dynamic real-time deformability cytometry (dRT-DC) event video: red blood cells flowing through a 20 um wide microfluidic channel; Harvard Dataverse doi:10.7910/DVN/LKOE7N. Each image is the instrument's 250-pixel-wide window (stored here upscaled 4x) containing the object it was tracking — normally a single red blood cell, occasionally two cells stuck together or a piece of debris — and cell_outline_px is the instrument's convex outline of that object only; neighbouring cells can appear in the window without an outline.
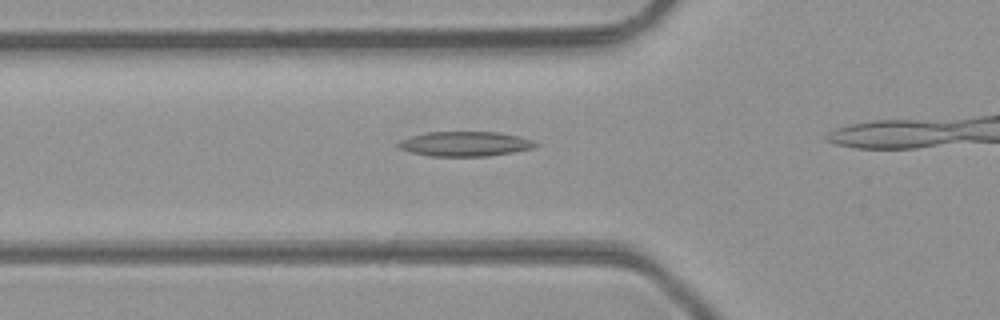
{"species": "common noctule bat (a hibernating species)", "species_latin": "Nyctalus noctula", "temperature_condition": "room temperature", "stored_images_in_passage": 10, "camera_frame_rate_fps": 3000, "um_per_image_px": 0.085, "animal": {"sex": "male", "body_mass_g": 23.1, "forearm_length_mm": 52.7}, "frame": {"image": 1, "passage_image": 6, "time_ms": 1.667, "image_size_px": [1000, 320], "cell_outline_px": [[540, 144], [532, 148], [512, 152], [488, 156], [428, 156], [412, 152], [400, 148], [396, 144], [400, 140], [412, 136], [428, 132], [496, 132], [516, 136], [532, 140]], "centroid_in_image_um": [39.51, 12.23], "position_along_channel_um": 86.3, "area_um2": 19.54}}
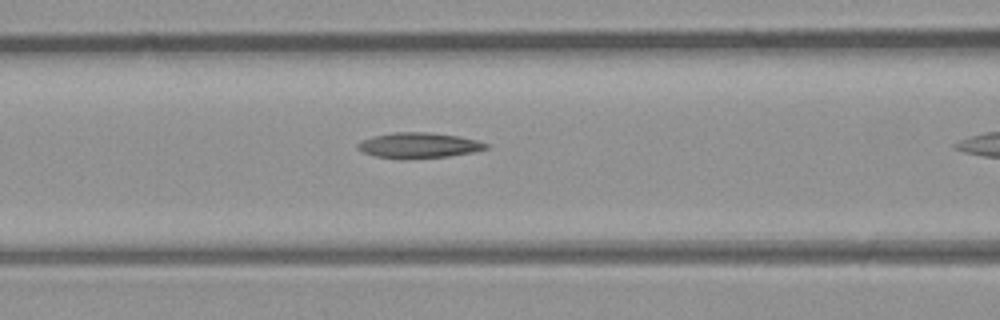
{"frame": {"image": 2, "passage_image": 9, "time_ms": 2.667, "image_size_px": [1000, 320], "cell_outline_px": [[488, 148], [472, 152], [448, 156], [404, 160], [400, 160], [376, 156], [364, 152], [356, 148], [356, 144], [364, 140], [376, 136], [392, 132], [428, 132], [456, 136], [476, 140], [488, 144]], "centroid_in_image_um": [35.57, 12.37], "position_along_channel_um": 131.0, "area_um2": 18.96}}